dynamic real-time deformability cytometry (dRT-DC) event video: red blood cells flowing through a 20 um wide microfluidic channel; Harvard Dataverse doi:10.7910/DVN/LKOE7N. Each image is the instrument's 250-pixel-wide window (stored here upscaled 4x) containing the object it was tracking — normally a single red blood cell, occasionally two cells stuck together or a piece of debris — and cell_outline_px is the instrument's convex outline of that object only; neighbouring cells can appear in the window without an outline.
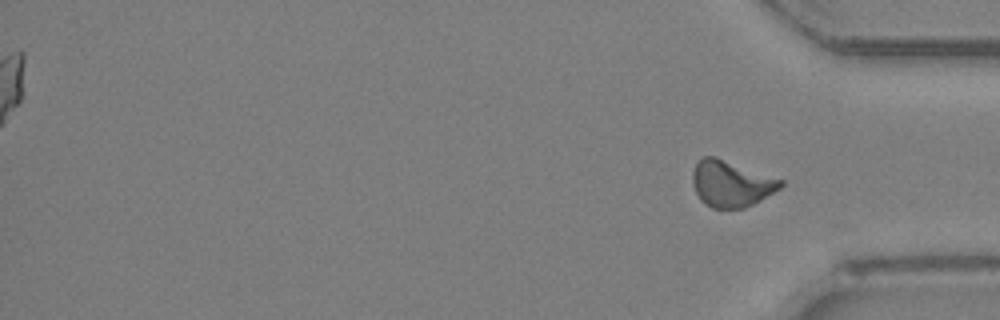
{"species": "Egyptian fruit bat (a non-hibernating species)", "species_latin": "Rousettus aegyptiacus", "temperature_condition": "room temperature", "stored_images_in_passage": 33, "segment_of_instrument_passage": [2, 2], "camera_frame_rate_fps": 3000, "um_per_image_px": 0.085, "animal": {"sex": "female"}, "frame": {"image": 1, "passage_image": 33, "time_ms": 10.667, "image_size_px": [1000, 320], "cell_outline_px": [[784, 184], [780, 188], [760, 200], [744, 208], [712, 208], [704, 204], [700, 200], [692, 184], [692, 172], [696, 160], [700, 156], [716, 156], [784, 180]], "centroid_in_image_um": [62.11, 15.59], "position_along_channel_um": 373.1, "area_um2": 23.99}}